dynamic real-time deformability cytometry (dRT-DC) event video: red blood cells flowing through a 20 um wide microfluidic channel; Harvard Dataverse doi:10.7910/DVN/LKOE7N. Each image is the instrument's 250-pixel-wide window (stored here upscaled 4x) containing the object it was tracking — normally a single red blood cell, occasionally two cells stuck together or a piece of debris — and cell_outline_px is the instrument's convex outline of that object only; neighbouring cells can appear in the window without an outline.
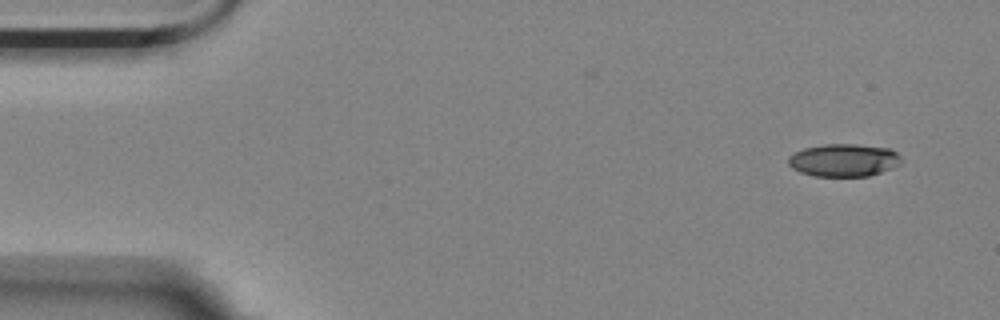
{"species": "Egyptian fruit bat (a non-hibernating species)", "species_latin": "Rousettus aegyptiacus", "temperature_condition": "room temperature", "stored_images_in_passage": 6, "camera_frame_rate_fps": 3000, "um_per_image_px": 0.085, "animal": {"sex": "female"}, "frame": {"image": 1, "passage_image": 1, "time_ms": 0.0, "image_size_px": [1000, 320], "cell_outline_px": [[900, 160], [896, 164], [880, 172], [868, 176], [812, 176], [800, 172], [792, 168], [788, 164], [788, 156], [804, 148], [824, 144], [856, 144], [888, 148], [896, 152], [900, 156]], "centroid_in_image_um": [71.65, 13.61], "position_along_channel_um": 13.4, "area_um2": 21.27}}
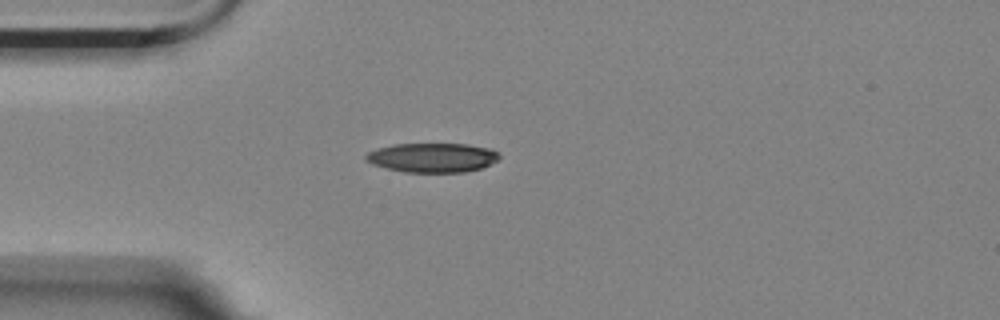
{"frame": {"image": 2, "passage_image": 4, "time_ms": 1.0, "image_size_px": [1000, 320], "cell_outline_px": [[500, 156], [496, 160], [480, 168], [464, 172], [404, 172], [372, 164], [364, 160], [364, 156], [368, 152], [376, 148], [392, 144], [468, 144], [492, 148]], "centroid_in_image_um": [36.71, 13.38], "position_along_channel_um": 48.3, "area_um2": 22.77}}
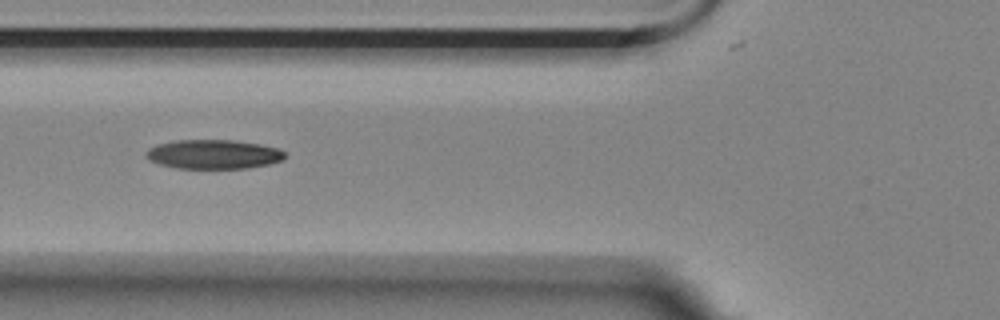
{"frame": {"image": 3, "passage_image": 6, "time_ms": 1.667, "image_size_px": [1000, 320], "cell_outline_px": [[284, 160], [268, 164], [248, 168], [176, 168], [160, 164], [148, 160], [144, 156], [144, 152], [148, 148], [156, 144], [176, 140], [236, 140], [260, 144], [276, 148], [284, 152]], "centroid_in_image_um": [18.09, 13.11], "position_along_channel_um": 107.7, "area_um2": 23.76}}